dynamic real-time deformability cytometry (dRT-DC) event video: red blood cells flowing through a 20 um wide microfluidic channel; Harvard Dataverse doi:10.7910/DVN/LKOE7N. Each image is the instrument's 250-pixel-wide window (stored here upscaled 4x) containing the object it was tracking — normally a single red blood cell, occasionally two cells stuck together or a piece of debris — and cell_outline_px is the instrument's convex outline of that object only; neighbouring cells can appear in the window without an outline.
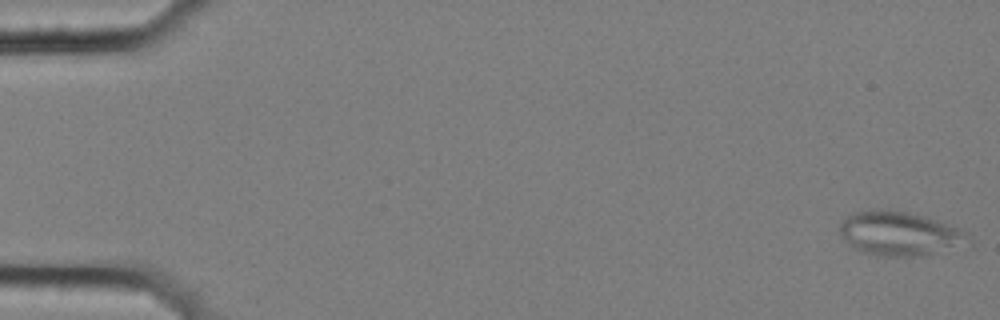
{"species": "common noctule bat (a hibernating species)", "species_latin": "Nyctalus noctula", "temperature_condition": "cold", "stored_images_in_passage": 6, "camera_frame_rate_fps": 3000, "um_per_image_px": 0.085, "animal": {"sex": "female", "body_mass_g": 25.1}, "frame": {"image": 1, "passage_image": 1, "time_ms": 0.0, "image_size_px": [1000, 320], "cell_outline_px": [[968, 236], [932, 252], [908, 256], [876, 256], [860, 252], [840, 232], [840, 224], [852, 212], [872, 208], [876, 208], [908, 212], [924, 216], [960, 228], [968, 232]], "centroid_in_image_um": [76.28, 19.79], "position_along_channel_um": 8.7, "area_um2": 31.44}}